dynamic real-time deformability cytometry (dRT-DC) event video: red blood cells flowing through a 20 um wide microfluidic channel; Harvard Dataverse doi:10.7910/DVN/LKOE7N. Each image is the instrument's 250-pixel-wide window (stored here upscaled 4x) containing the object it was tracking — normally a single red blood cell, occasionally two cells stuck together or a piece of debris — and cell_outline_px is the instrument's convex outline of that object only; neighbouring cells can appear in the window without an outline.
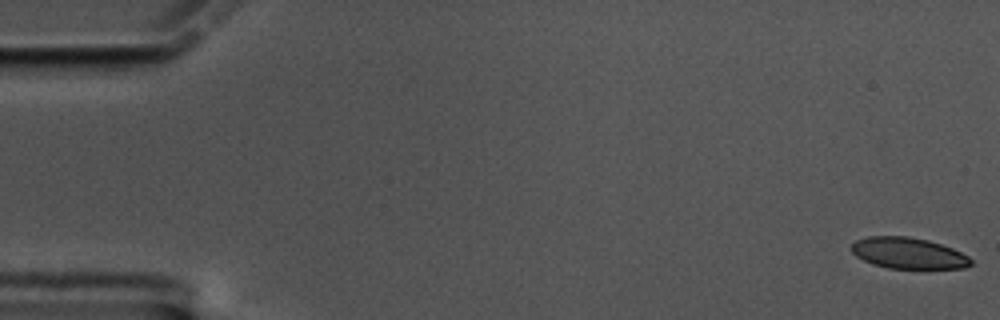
{"species": "common noctule bat (a hibernating species)", "species_latin": "Nyctalus noctula", "temperature_condition": "cold", "stored_images_in_passage": 60, "camera_frame_rate_fps": 3000, "um_per_image_px": 0.085, "animal": {"sex": "male", "body_mass_g": 17.5, "forearm_length_mm": 52.3}, "frame": {"image": 1, "passage_image": 1, "time_ms": 0.0, "image_size_px": [1000, 320], "cell_outline_px": [[972, 264], [964, 268], [888, 268], [872, 264], [856, 256], [852, 252], [852, 244], [856, 240], [868, 236], [908, 236], [928, 240], [952, 248], [968, 256], [972, 260]], "centroid_in_image_um": [77.2, 21.51], "position_along_channel_um": 7.8, "area_um2": 21.56}}
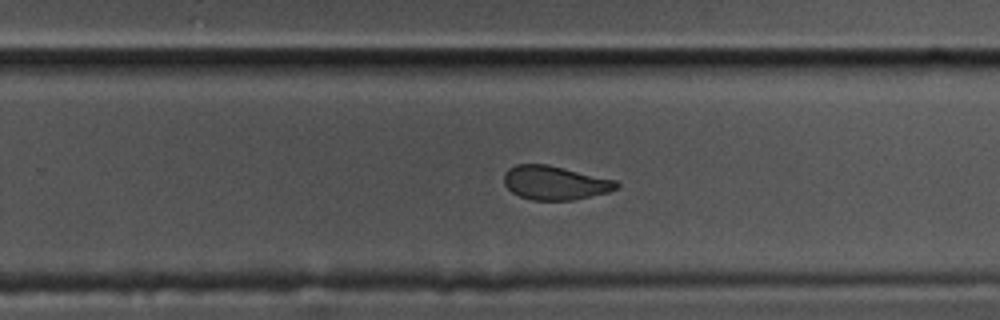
{"frame": {"image": 2, "passage_image": 38, "time_ms": 12.333, "image_size_px": [1000, 320], "cell_outline_px": [[620, 184], [616, 188], [608, 192], [572, 200], [532, 200], [520, 196], [512, 192], [504, 184], [504, 172], [508, 168], [516, 164], [548, 164], [616, 180]], "centroid_in_image_um": [47.14, 15.53], "position_along_channel_um": 282.7, "area_um2": 22.2}}
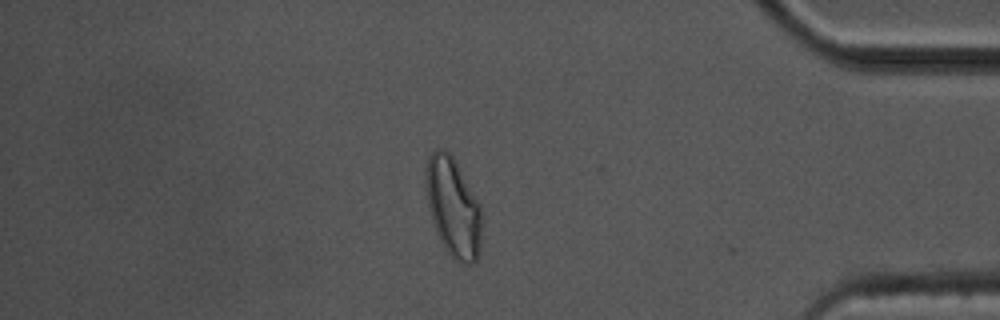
{"frame": {"image": 3, "passage_image": 51, "time_ms": 16.667, "image_size_px": [1000, 320], "cell_outline_px": [[480, 252], [476, 260], [472, 264], [468, 264], [456, 260], [444, 248], [436, 232], [428, 208], [424, 184], [424, 180], [428, 156], [436, 148], [440, 148], [448, 152], [452, 156], [476, 200], [480, 208]], "centroid_in_image_um": [38.46, 17.63], "position_along_channel_um": 396.7, "area_um2": 31.79}, "authors_computed_cell_mechanics": {"area_um2": 23.5246, "velocity_mm_per_s": 3.3766, "shape_relaxation_time_tau1_ms": 8.1305, "shape_relaxation_time_tau2_ms": 1.6203, "deformation_change_tau1": 0.1657, "deformation_change_tau2": 0.0585}}